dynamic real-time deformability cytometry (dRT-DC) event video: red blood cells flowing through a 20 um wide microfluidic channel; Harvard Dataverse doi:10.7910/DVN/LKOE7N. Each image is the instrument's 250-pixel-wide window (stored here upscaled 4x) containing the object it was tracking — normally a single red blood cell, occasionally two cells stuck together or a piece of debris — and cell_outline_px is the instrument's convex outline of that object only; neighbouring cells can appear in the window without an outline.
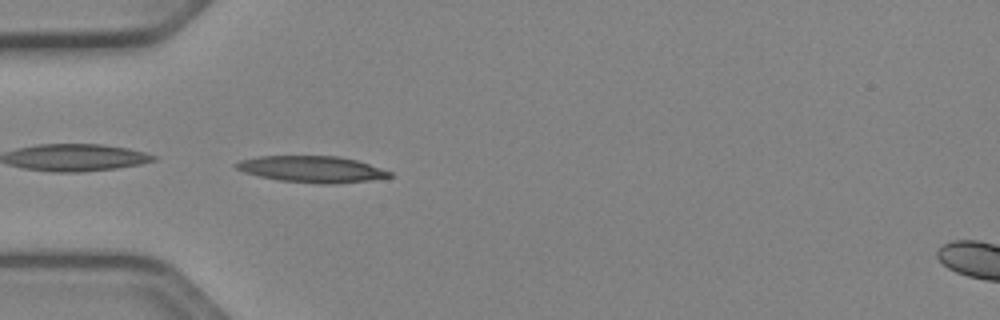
{"species": "Egyptian fruit bat (a non-hibernating species)", "species_latin": "Rousettus aegyptiacus", "temperature_condition": "cold", "stored_images_in_passage": 37, "camera_frame_rate_fps": 3000, "um_per_image_px": 0.085, "animal": {"sex": "female"}, "frame": {"image": 1, "passage_image": 1, "time_ms": 0.0, "image_size_px": [1000, 320], "cell_outline_px": [[392, 176], [368, 180], [332, 184], [320, 184], [280, 180], [260, 176], [244, 172], [236, 168], [232, 164], [240, 160], [260, 156], [340, 156], [356, 160], [392, 172]], "centroid_in_image_um": [26.48, 14.37], "position_along_channel_um": 58.5, "area_um2": 23.41}}
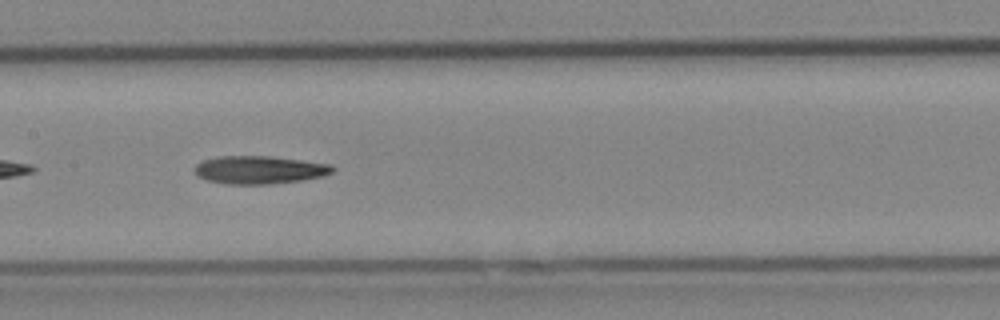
{"frame": {"image": 2, "passage_image": 11, "time_ms": 3.333, "image_size_px": [1000, 320], "cell_outline_px": [[336, 168], [332, 172], [324, 176], [300, 180], [268, 184], [228, 184], [208, 180], [196, 176], [196, 164], [204, 160], [220, 156], [268, 156], [300, 160], [328, 164]], "centroid_in_image_um": [22.04, 14.44], "position_along_channel_um": 185.4, "area_um2": 22.2}}
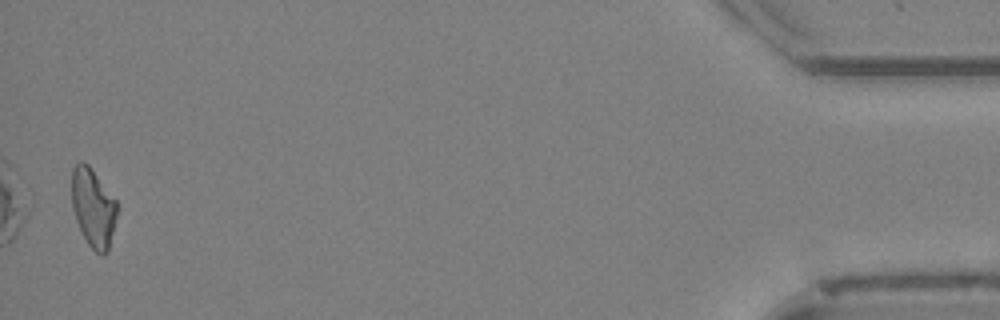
{"frame": {"image": 3, "passage_image": 36, "time_ms": 11.667, "image_size_px": [1000, 320], "cell_outline_px": [[116, 216], [108, 252], [100, 256], [88, 244], [76, 220], [72, 208], [72, 168], [80, 160], [84, 160], [88, 164], [116, 200]], "centroid_in_image_um": [7.9, 17.64], "position_along_channel_um": 427.3, "area_um2": 20.58}}